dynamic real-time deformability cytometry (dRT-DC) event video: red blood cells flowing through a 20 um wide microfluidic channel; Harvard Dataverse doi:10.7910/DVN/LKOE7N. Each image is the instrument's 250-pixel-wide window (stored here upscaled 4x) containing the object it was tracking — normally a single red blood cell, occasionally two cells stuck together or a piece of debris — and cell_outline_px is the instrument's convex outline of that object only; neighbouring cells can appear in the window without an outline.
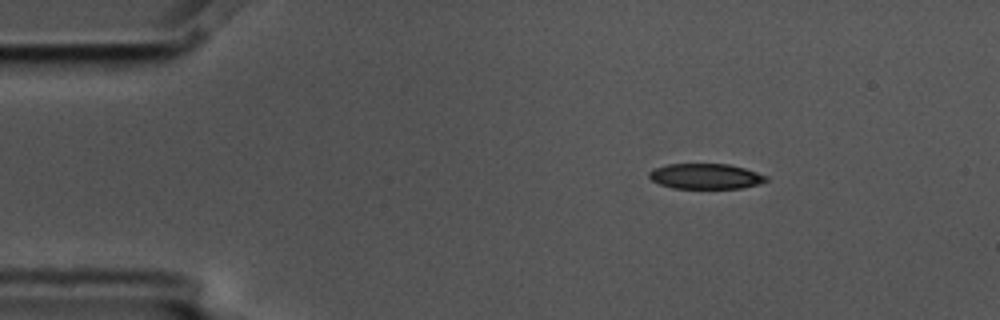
{"species": "common noctule bat (a hibernating species)", "species_latin": "Nyctalus noctula", "temperature_condition": "cold", "stored_images_in_passage": 3, "camera_frame_rate_fps": 3000, "um_per_image_px": 0.085, "animal": {"sex": "male", "body_mass_g": 17.5, "forearm_length_mm": 52.3}, "frame": {"image": 1, "passage_image": 2, "time_ms": 0.333, "image_size_px": [1000, 320], "cell_outline_px": [[768, 180], [760, 184], [740, 188], [672, 188], [660, 184], [652, 180], [648, 176], [648, 172], [652, 168], [668, 164], [728, 164], [744, 168], [768, 176]], "centroid_in_image_um": [59.96, 14.98], "position_along_channel_um": 25.0, "area_um2": 17.34}}